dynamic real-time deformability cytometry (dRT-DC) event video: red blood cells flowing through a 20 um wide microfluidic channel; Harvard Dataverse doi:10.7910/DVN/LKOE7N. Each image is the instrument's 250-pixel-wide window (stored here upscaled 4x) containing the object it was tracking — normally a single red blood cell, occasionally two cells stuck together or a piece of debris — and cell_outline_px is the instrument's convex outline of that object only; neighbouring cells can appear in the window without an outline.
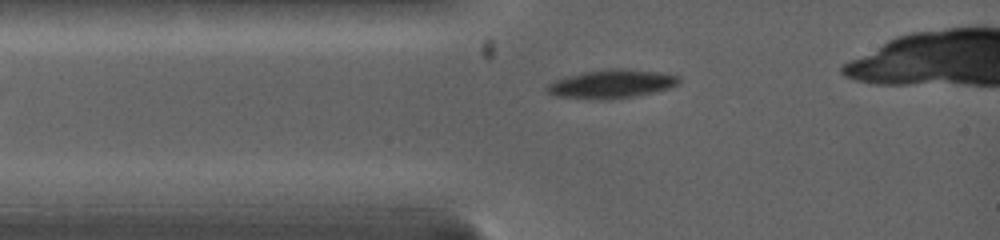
{"species": "common noctule bat (a hibernating species)", "species_latin": "Nyctalus noctula", "temperature_condition": "warm", "stored_images_in_passage": 15, "camera_frame_rate_fps": 5000, "um_per_image_px": 0.085, "animal": {"sex": "female", "body_mass_g": 19.0, "forearm_length_mm": 53.3}, "frame": {"image": 1, "passage_image": 1, "time_ms": 0.0, "image_size_px": [1000, 240], "cell_outline_px": [[680, 84], [672, 88], [632, 96], [600, 100], [556, 96], [544, 92], [544, 88], [548, 84], [556, 80], [568, 76], [584, 72], [604, 68], [620, 68], [664, 72], [680, 76]], "centroid_in_image_um": [52.0, 7.12], "position_along_channel_um": 33.0, "area_um2": 22.2}}
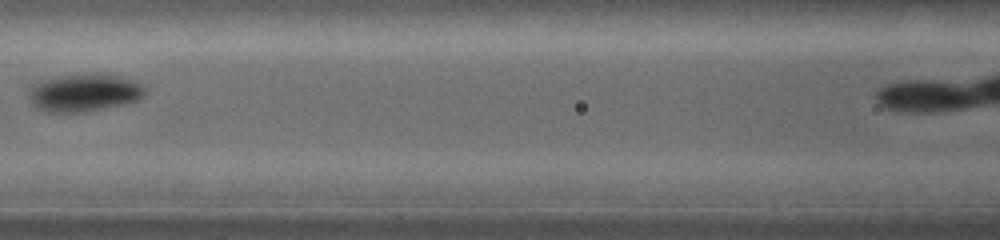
{"frame": {"image": 2, "passage_image": 4, "time_ms": 3.2, "image_size_px": [1000, 240], "cell_outline_px": [[144, 96], [136, 100], [124, 104], [84, 112], [48, 112], [36, 108], [32, 104], [28, 96], [28, 92], [32, 84], [40, 80], [56, 76], [80, 72], [92, 72], [116, 76], [132, 80], [140, 84], [144, 88]], "centroid_in_image_um": [7.08, 7.85], "position_along_channel_um": 159.5, "area_um2": 25.89}}
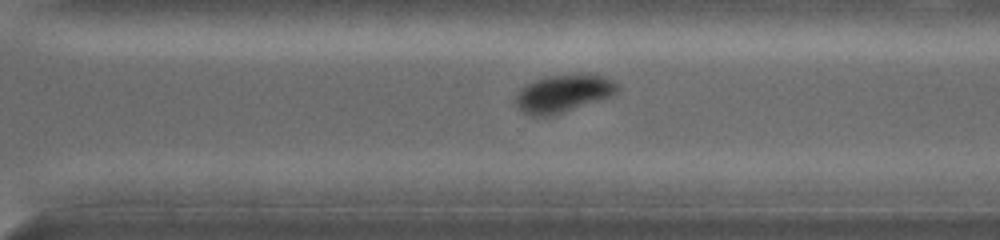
{"frame": {"image": 3, "passage_image": 9, "time_ms": 7.2, "image_size_px": [1000, 240], "cell_outline_px": [[620, 88], [616, 92], [608, 96], [552, 116], [532, 116], [524, 112], [516, 104], [516, 92], [528, 84], [536, 80], [552, 76], [592, 72], [604, 76], [620, 84]], "centroid_in_image_um": [47.91, 7.92], "position_along_channel_um": 322.7, "area_um2": 22.08}, "authors_computed_cell_mechanics": {"area_um2": 22.9466, "velocity_mm_per_s": 4.1011, "shape_relaxation_time_tau1_ms": 1.4856, "shape_relaxation_time_tau2_ms": null, "deformation_change_tau1": 0.1058, "deformation_change_tau2": null}}